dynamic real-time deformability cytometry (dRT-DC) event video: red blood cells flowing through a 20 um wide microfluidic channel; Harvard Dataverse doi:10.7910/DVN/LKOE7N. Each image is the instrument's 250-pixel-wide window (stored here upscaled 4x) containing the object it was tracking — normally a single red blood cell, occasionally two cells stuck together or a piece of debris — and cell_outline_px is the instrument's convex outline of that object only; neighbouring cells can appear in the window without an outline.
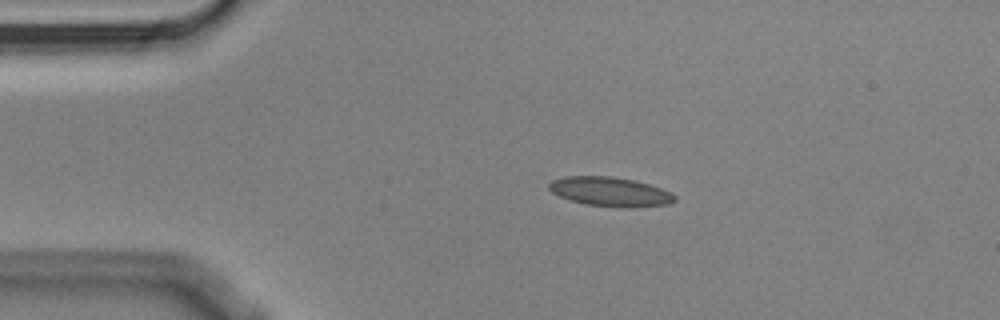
{"species": "Egyptian fruit bat (a non-hibernating species)", "species_latin": "Rousettus aegyptiacus", "temperature_condition": "cold", "stored_images_in_passage": 3, "camera_frame_rate_fps": 3000, "um_per_image_px": 0.085, "animal": {"sex": "male"}, "frame": {"image": 1, "passage_image": 1, "time_ms": 0.0, "image_size_px": [1000, 320], "cell_outline_px": [[676, 200], [668, 204], [632, 208], [628, 208], [584, 204], [560, 196], [552, 192], [548, 188], [548, 184], [552, 180], [564, 176], [612, 176], [636, 180], [672, 192], [676, 196]], "centroid_in_image_um": [51.88, 16.29], "position_along_channel_um": 33.1, "area_um2": 21.56}}
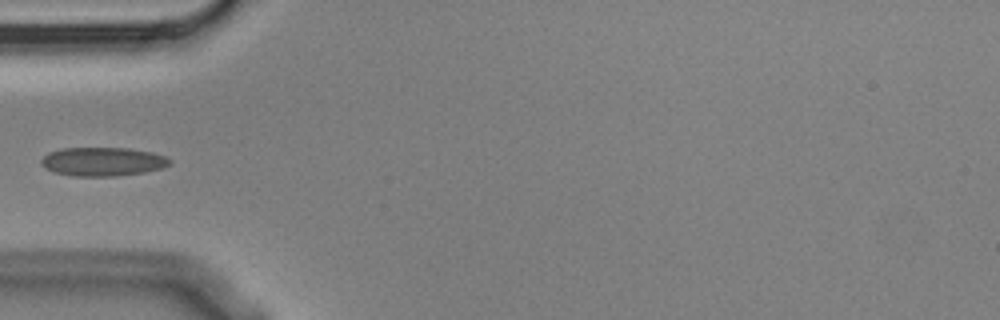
{"frame": {"image": 2, "passage_image": 3, "time_ms": 0.667, "image_size_px": [1000, 320], "cell_outline_px": [[172, 164], [164, 168], [144, 172], [116, 176], [72, 176], [52, 172], [40, 164], [40, 160], [48, 152], [64, 148], [128, 148], [152, 152], [164, 156], [172, 160]], "centroid_in_image_um": [8.74, 13.74], "position_along_channel_um": 76.3, "area_um2": 21.73}}